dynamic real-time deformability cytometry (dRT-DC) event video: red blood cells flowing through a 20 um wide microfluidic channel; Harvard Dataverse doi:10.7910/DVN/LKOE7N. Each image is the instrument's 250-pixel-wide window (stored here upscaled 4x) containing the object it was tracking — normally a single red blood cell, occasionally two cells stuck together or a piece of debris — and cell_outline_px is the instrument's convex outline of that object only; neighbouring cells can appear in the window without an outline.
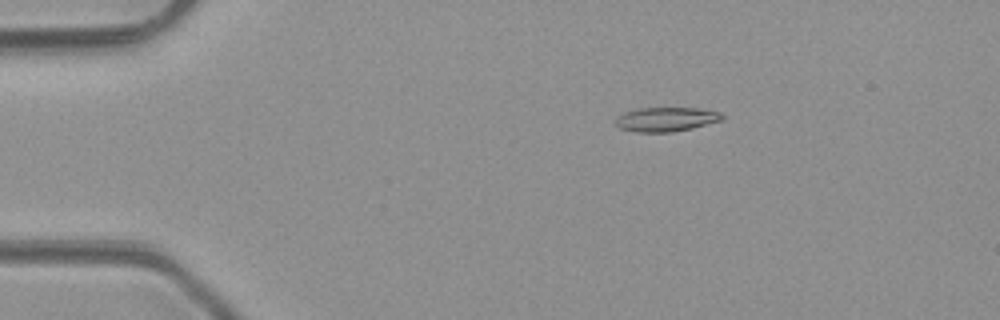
{"species": "common noctule bat (a hibernating species)", "species_latin": "Nyctalus noctula", "temperature_condition": "room temperature", "stored_images_in_passage": 5, "camera_frame_rate_fps": 3000, "um_per_image_px": 0.085, "animal": {"sex": "male", "body_mass_g": 23.1, "forearm_length_mm": 52.7}, "frame": {"image": 1, "passage_image": 3, "time_ms": 2.333, "image_size_px": [1000, 320], "cell_outline_px": [[724, 120], [692, 128], [672, 132], [636, 132], [620, 128], [616, 124], [616, 120], [624, 112], [640, 108], [696, 108], [720, 112], [724, 116]], "centroid_in_image_um": [56.66, 10.14], "position_along_channel_um": 28.3, "area_um2": 14.97}}
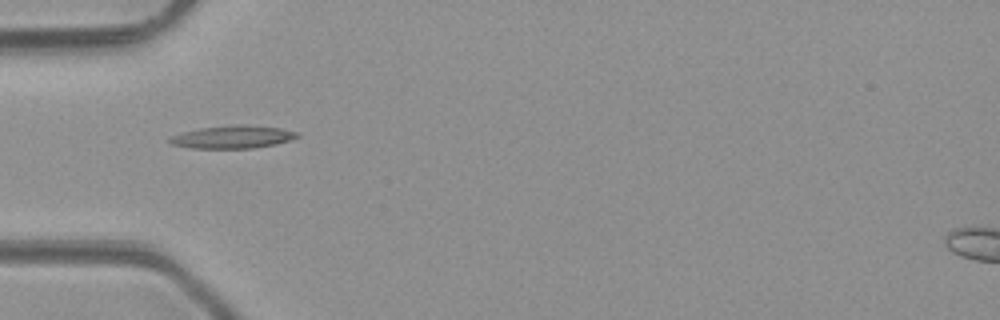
{"frame": {"image": 2, "passage_image": 5, "time_ms": 4.667, "image_size_px": [1000, 320], "cell_outline_px": [[300, 136], [276, 144], [252, 148], [188, 148], [172, 144], [168, 140], [172, 136], [184, 132], [200, 128], [232, 124], [244, 124], [280, 128], [300, 132]], "centroid_in_image_um": [19.8, 11.63], "position_along_channel_um": 65.2, "area_um2": 16.94}}